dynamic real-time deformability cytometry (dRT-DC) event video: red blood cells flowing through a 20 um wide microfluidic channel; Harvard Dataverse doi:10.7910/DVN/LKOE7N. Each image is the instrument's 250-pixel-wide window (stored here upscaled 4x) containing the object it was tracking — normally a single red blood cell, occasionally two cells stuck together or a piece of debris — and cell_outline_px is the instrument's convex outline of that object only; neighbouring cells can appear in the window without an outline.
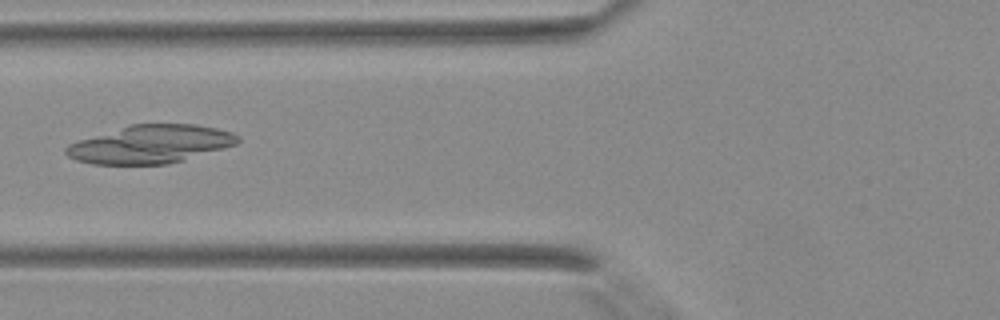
{"species": "Egyptian fruit bat (a non-hibernating species)", "species_latin": "Rousettus aegyptiacus", "temperature_condition": "warm", "stored_images_in_passage": 5, "camera_frame_rate_fps": 3000, "um_per_image_px": 0.085, "animal": {"sex": "female"}, "frame": {"image": 1, "passage_image": 5, "time_ms": 1.333, "image_size_px": [1000, 320], "cell_outline_px": [[240, 140], [236, 144], [224, 148], [184, 160], [168, 164], [92, 164], [76, 160], [68, 156], [64, 152], [64, 148], [68, 144], [128, 124], [196, 124], [216, 128], [232, 132], [240, 136]], "centroid_in_image_um": [12.79, 12.25], "position_along_channel_um": 113.0, "area_um2": 38.15}}